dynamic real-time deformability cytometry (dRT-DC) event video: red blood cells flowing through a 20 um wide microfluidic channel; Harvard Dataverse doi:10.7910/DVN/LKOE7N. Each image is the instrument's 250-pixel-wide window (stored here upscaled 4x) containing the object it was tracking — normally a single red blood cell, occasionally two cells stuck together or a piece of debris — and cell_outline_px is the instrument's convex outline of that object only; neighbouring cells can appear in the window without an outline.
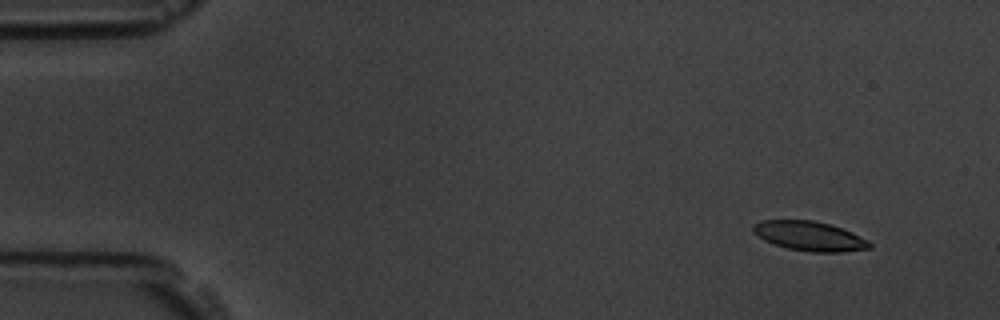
{"species": "common noctule bat (a hibernating species)", "species_latin": "Nyctalus noctula", "temperature_condition": "room temperature", "stored_images_in_passage": 9, "camera_frame_rate_fps": 3000, "um_per_image_px": 0.085, "animal": {"sex": "male", "body_mass_g": 19.5, "forearm_length_mm": 54.6}, "frame": {"image": 1, "passage_image": 2, "time_ms": 1.333, "image_size_px": [1000, 320], "cell_outline_px": [[872, 248], [840, 252], [812, 252], [788, 248], [764, 240], [752, 232], [752, 224], [760, 220], [812, 220], [828, 224], [852, 232], [868, 240], [872, 244]], "centroid_in_image_um": [68.79, 20.06], "position_along_channel_um": 16.2, "area_um2": 19.94}}
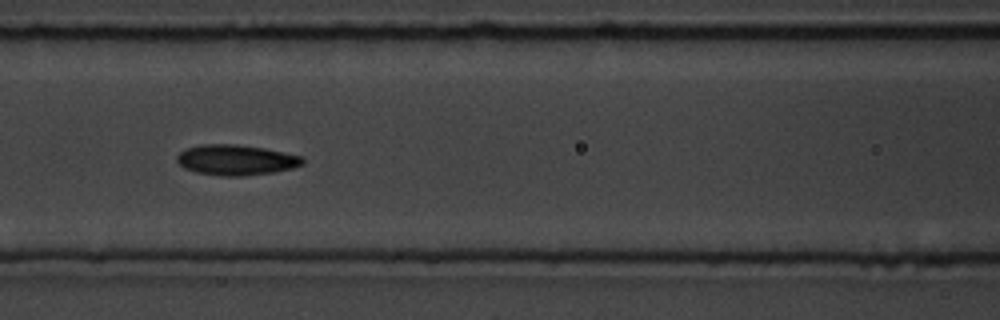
{"frame": {"image": 2, "passage_image": 8, "time_ms": 8.0, "image_size_px": [1000, 320], "cell_outline_px": [[304, 164], [292, 168], [272, 172], [240, 176], [220, 176], [196, 172], [184, 168], [176, 160], [176, 156], [180, 152], [188, 148], [200, 144], [236, 144], [264, 148], [284, 152], [300, 156], [304, 160]], "centroid_in_image_um": [20.04, 13.59], "position_along_channel_um": 146.6, "area_um2": 22.2}}
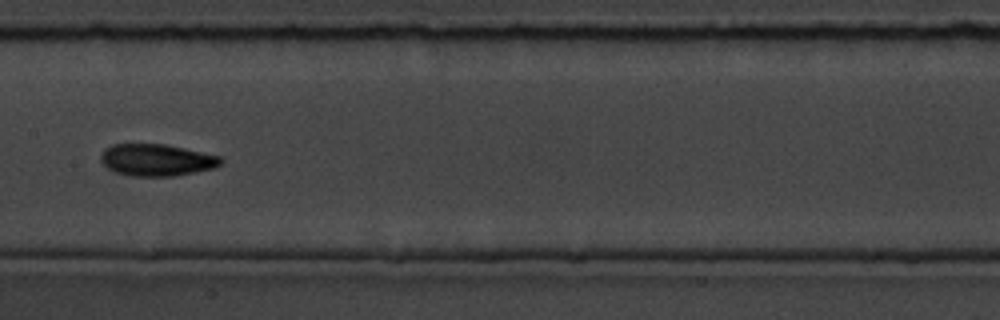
{"frame": {"image": 3, "passage_image": 9, "time_ms": 9.333, "image_size_px": [1000, 320], "cell_outline_px": [[224, 160], [220, 164], [212, 168], [172, 176], [132, 176], [116, 172], [108, 168], [100, 160], [100, 156], [104, 148], [112, 144], [164, 144], [184, 148], [220, 156]], "centroid_in_image_um": [13.28, 13.59], "position_along_channel_um": 194.1, "area_um2": 22.14}}